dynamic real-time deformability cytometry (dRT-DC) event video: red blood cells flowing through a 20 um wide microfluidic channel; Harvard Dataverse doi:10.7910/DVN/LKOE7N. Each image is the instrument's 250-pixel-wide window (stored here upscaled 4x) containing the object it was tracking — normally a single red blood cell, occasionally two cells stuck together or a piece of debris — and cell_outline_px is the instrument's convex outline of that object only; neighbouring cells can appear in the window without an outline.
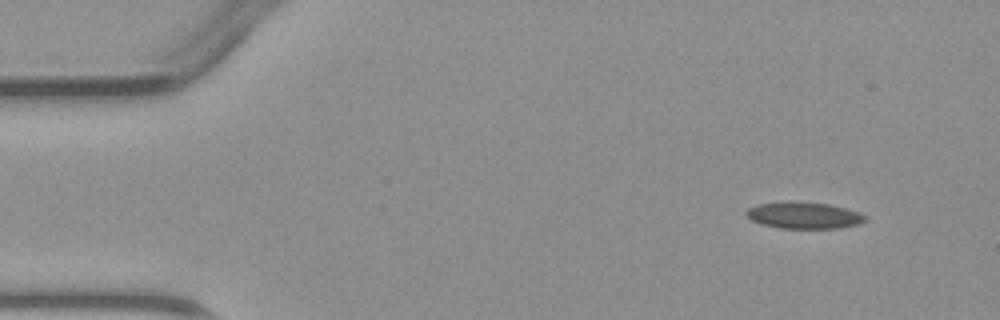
{"species": "common noctule bat (a hibernating species)", "species_latin": "Nyctalus noctula", "temperature_condition": "warm", "stored_images_in_passage": 4, "camera_frame_rate_fps": 3000, "um_per_image_px": 0.085, "animal": {"sex": "male", "body_mass_g": 23.1, "forearm_length_mm": 52.7}, "frame": {"image": 1, "passage_image": 1, "time_ms": 0.0, "image_size_px": [1000, 320], "cell_outline_px": [[868, 220], [856, 224], [836, 228], [780, 228], [764, 224], [752, 220], [744, 212], [748, 208], [756, 204], [792, 200], [828, 204], [860, 212], [868, 216]], "centroid_in_image_um": [68.33, 18.28], "position_along_channel_um": 16.7, "area_um2": 18.5}}
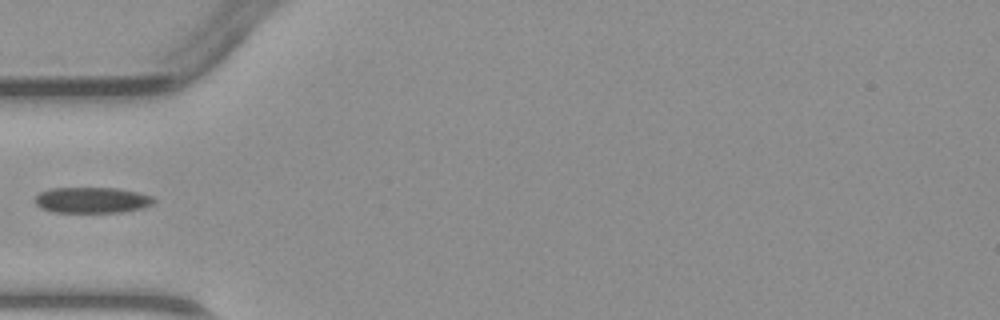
{"frame": {"image": 2, "passage_image": 4, "time_ms": 3.667, "image_size_px": [1000, 320], "cell_outline_px": [[156, 200], [152, 204], [144, 208], [120, 212], [56, 212], [40, 208], [36, 204], [36, 196], [40, 192], [52, 188], [120, 188], [152, 196]], "centroid_in_image_um": [7.84, 17.01], "position_along_channel_um": 77.2, "area_um2": 17.86}}